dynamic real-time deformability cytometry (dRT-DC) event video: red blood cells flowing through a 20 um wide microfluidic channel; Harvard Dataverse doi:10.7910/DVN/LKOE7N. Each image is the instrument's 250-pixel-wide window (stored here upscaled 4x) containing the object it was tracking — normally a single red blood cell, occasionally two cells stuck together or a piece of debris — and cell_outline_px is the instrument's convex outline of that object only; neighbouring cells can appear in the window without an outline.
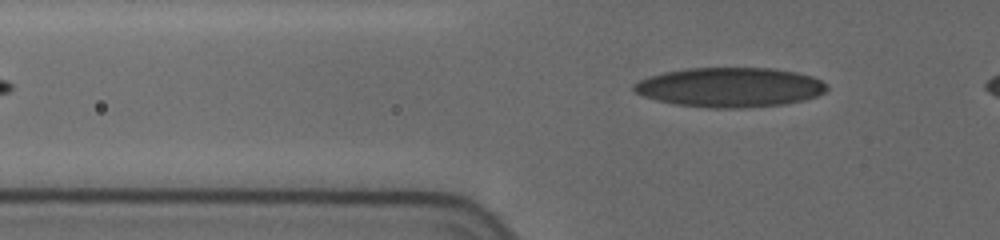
{"species": "human", "species_latin": "Homo sapiens", "temperature_condition": "cold", "stored_images_in_passage": 28, "camera_frame_rate_fps": 3000, "um_per_image_px": 0.085, "donor": {"sex": "female"}, "frame": {"image": 1, "passage_image": 2, "time_ms": 0.333, "image_size_px": [1000, 240], "cell_outline_px": [[828, 88], [824, 92], [816, 96], [804, 100], [784, 104], [740, 108], [708, 108], [676, 104], [656, 100], [632, 92], [632, 84], [640, 80], [664, 72], [688, 68], [772, 68], [796, 72], [812, 76], [820, 80]], "centroid_in_image_um": [62.02, 7.42], "position_along_channel_um": 63.8, "area_um2": 44.45}}
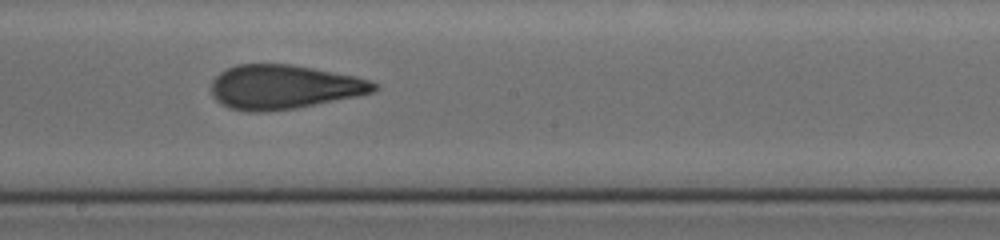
{"frame": {"image": 2, "passage_image": 18, "time_ms": 5.0, "image_size_px": [1000, 240], "cell_outline_px": [[380, 88], [372, 92], [360, 96], [296, 108], [264, 112], [248, 112], [228, 108], [216, 100], [212, 96], [212, 80], [220, 72], [236, 64], [292, 64], [356, 76], [372, 80], [380, 84]], "centroid_in_image_um": [24.17, 7.4], "position_along_channel_um": 224.0, "area_um2": 42.37}}
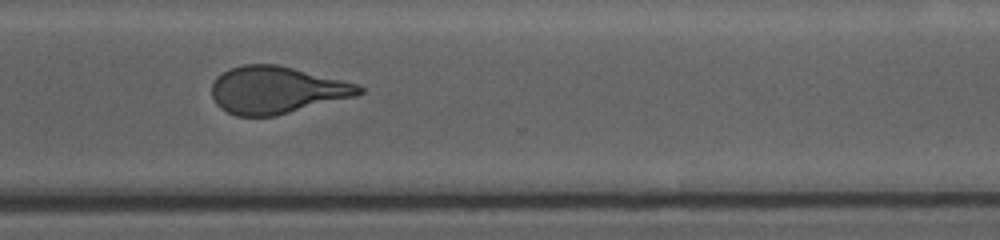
{"frame": {"image": 3, "passage_image": 27, "time_ms": 8.333, "image_size_px": [1000, 240], "cell_outline_px": [[364, 92], [356, 96], [276, 116], [236, 116], [220, 108], [216, 104], [212, 96], [212, 84], [216, 76], [232, 68], [244, 64], [276, 64], [356, 84], [364, 88]], "centroid_in_image_um": [23.48, 7.67], "position_along_channel_um": 347.1, "area_um2": 40.23}}